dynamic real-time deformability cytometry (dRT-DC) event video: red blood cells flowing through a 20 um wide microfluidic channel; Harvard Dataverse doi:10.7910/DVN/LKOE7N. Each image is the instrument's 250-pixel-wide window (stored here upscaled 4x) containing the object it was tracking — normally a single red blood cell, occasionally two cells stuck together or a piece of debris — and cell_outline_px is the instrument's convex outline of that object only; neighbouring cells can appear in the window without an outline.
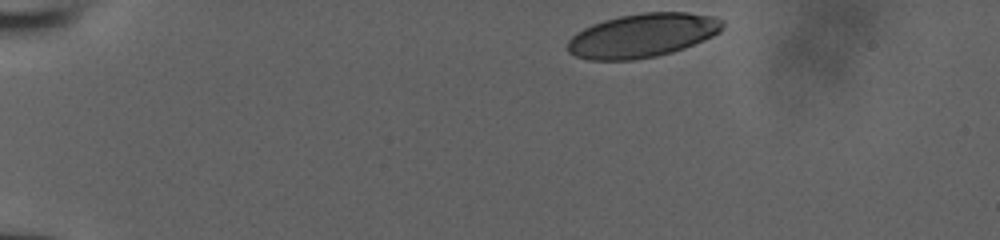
{"species": "human", "species_latin": "Homo sapiens", "temperature_condition": "room temperature", "stored_images_in_passage": 31, "camera_frame_rate_fps": 3000, "um_per_image_px": 0.085, "donor": {"sex": "male"}, "frame": {"image": 1, "passage_image": 1, "time_ms": 0.0, "image_size_px": [1000, 240], "cell_outline_px": [[724, 28], [720, 32], [712, 36], [684, 48], [672, 52], [656, 56], [632, 60], [588, 60], [576, 56], [568, 52], [568, 40], [576, 32], [592, 24], [604, 20], [620, 16], [644, 12], [688, 12], [716, 16], [724, 20]], "centroid_in_image_um": [54.63, 3.0], "position_along_channel_um": 30.4, "area_um2": 39.77}}
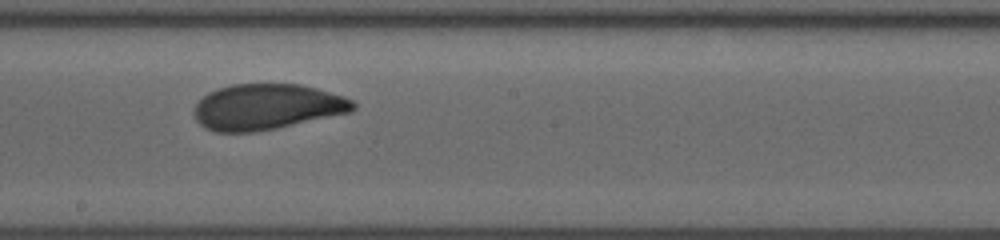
{"frame": {"image": 2, "passage_image": 18, "time_ms": 5.667, "image_size_px": [1000, 240], "cell_outline_px": [[356, 108], [352, 112], [276, 128], [252, 132], [216, 132], [204, 128], [196, 120], [192, 112], [192, 108], [208, 92], [216, 88], [232, 84], [300, 84], [316, 88], [344, 96], [352, 100], [356, 104]], "centroid_in_image_um": [22.66, 9.08], "position_along_channel_um": 225.5, "area_um2": 42.6}}
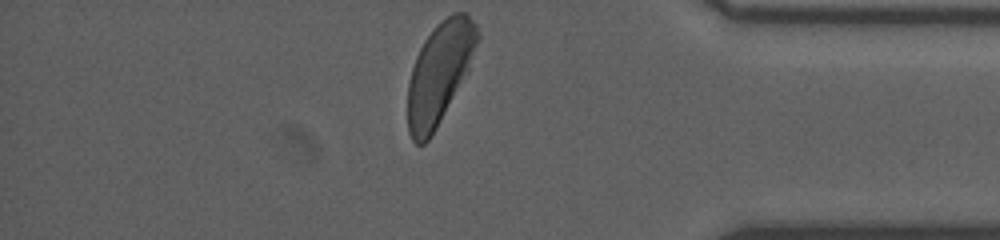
{"frame": {"image": 3, "passage_image": 31, "time_ms": 10.0, "image_size_px": [1000, 240], "cell_outline_px": [[480, 36], [468, 72], [432, 136], [424, 144], [416, 144], [412, 140], [408, 132], [408, 84], [412, 68], [416, 56], [424, 40], [436, 24], [452, 12], [464, 12], [476, 24], [480, 32]], "centroid_in_image_um": [37.36, 6.2], "position_along_channel_um": 397.8, "area_um2": 41.15}}